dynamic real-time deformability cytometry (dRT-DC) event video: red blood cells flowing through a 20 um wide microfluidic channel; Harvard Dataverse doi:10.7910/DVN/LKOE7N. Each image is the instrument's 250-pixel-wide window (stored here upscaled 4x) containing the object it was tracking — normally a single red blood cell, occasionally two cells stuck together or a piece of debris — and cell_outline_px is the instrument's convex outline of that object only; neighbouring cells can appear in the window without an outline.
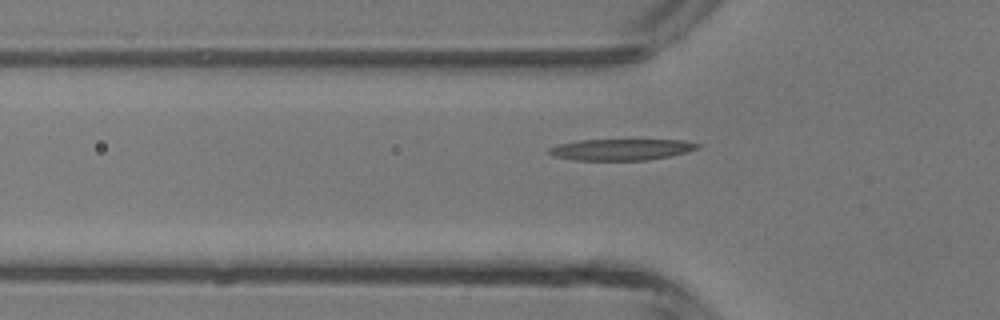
{"species": "common noctule bat (a hibernating species)", "species_latin": "Nyctalus noctula", "temperature_condition": "room temperature", "stored_images_in_passage": 27, "camera_frame_rate_fps": 3000, "um_per_image_px": 0.085, "animal": {"sex": "male", "body_mass_g": 13.3}, "frame": {"image": 1, "passage_image": 5, "time_ms": 1.333, "image_size_px": [1000, 320], "cell_outline_px": [[700, 148], [688, 152], [648, 160], [576, 160], [552, 156], [544, 152], [548, 148], [560, 144], [580, 140], [684, 140], [700, 144]], "centroid_in_image_um": [52.78, 12.71], "position_along_channel_um": 73.0, "area_um2": 18.5}}
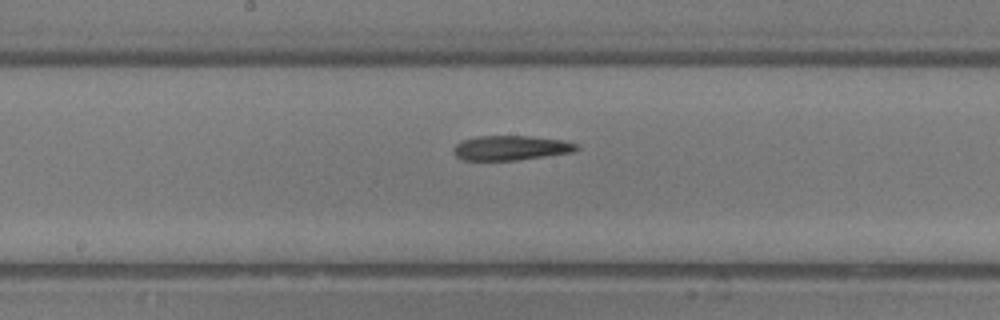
{"frame": {"image": 2, "passage_image": 14, "time_ms": 4.333, "image_size_px": [1000, 320], "cell_outline_px": [[580, 148], [572, 152], [516, 160], [464, 160], [456, 156], [452, 152], [452, 148], [456, 144], [464, 140], [476, 136], [532, 136], [564, 140], [576, 144]], "centroid_in_image_um": [43.4, 12.56], "position_along_channel_um": 204.8, "area_um2": 17.63}}
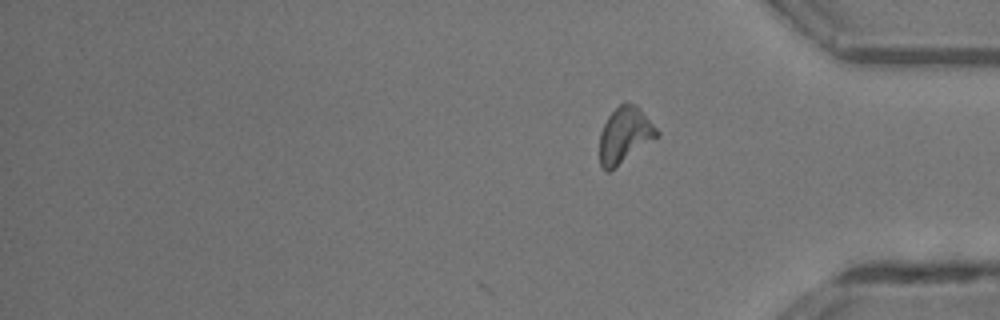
{"frame": {"image": 3, "passage_image": 27, "time_ms": 8.667, "image_size_px": [1000, 320], "cell_outline_px": [[660, 136], [608, 172], [604, 172], [600, 164], [600, 132], [608, 116], [620, 104], [636, 104], [640, 108], [660, 132]], "centroid_in_image_um": [53.12, 11.5], "position_along_channel_um": 382.1, "area_um2": 18.55}, "authors_computed_cell_mechanics": {"area_um2": 17.8024, "velocity_mm_per_s": 4.3529, "shape_relaxation_time_tau1_ms": 4.9741, "shape_relaxation_time_tau2_ms": 5.5388, "deformation_change_tau1": 0.2088, "deformation_change_tau2": 0.1647}}